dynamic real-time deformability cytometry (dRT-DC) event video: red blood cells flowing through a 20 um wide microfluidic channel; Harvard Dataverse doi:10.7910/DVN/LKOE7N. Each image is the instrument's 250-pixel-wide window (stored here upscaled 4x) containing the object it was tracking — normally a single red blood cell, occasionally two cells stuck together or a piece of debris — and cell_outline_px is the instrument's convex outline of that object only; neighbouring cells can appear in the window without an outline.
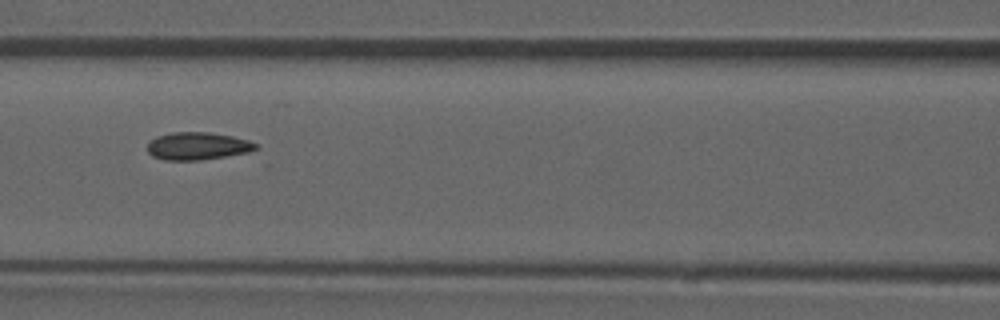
{"species": "common noctule bat (a hibernating species)", "species_latin": "Nyctalus noctula", "temperature_condition": "room temperature", "stored_images_in_passage": 53, "camera_frame_rate_fps": 3000, "um_per_image_px": 0.085, "animal": {"sex": "male", "forearm_length_mm": 52.5}, "frame": {"image": 1, "passage_image": 23, "time_ms": 7.333, "image_size_px": [1000, 320], "cell_outline_px": [[260, 148], [248, 152], [200, 160], [164, 160], [152, 156], [148, 152], [148, 140], [156, 136], [172, 132], [208, 132], [232, 136], [248, 140], [260, 144]], "centroid_in_image_um": [16.79, 12.4], "position_along_channel_um": 149.8, "area_um2": 17.57}, "authors_computed_cell_mechanics": {"area_um2": 17.3978, "velocity_mm_per_s": 3.8648, "shape_relaxation_time_tau1_ms": null, "shape_relaxation_time_tau2_ms": 2.3393, "deformation_change_tau1": null, "deformation_change_tau2": 0.0553}}